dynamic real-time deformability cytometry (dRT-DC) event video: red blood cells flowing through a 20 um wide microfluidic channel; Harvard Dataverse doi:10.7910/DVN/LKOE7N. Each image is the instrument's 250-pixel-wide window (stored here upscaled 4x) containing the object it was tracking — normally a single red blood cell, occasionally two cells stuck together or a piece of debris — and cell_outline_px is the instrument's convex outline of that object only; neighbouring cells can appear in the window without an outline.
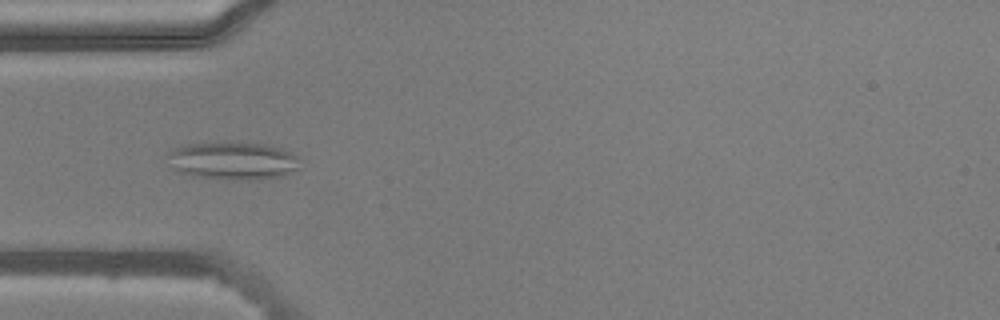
{"species": "common noctule bat (a hibernating species)", "species_latin": "Nyctalus noctula", "temperature_condition": "warm", "stored_images_in_passage": 51, "camera_frame_rate_fps": 3000, "um_per_image_px": 0.085, "animal": {"sex": "male", "body_mass_g": 20.5, "forearm_length_mm": 52.5}, "frame": {"image": 1, "passage_image": 15, "time_ms": 4.667, "image_size_px": [1000, 320], "cell_outline_px": [[300, 168], [280, 176], [260, 180], [228, 180], [192, 176], [176, 172], [172, 168], [168, 156], [168, 152], [184, 144], [268, 144], [280, 148], [296, 156]], "centroid_in_image_um": [19.77, 13.71], "position_along_channel_um": 65.2, "area_um2": 28.78}}
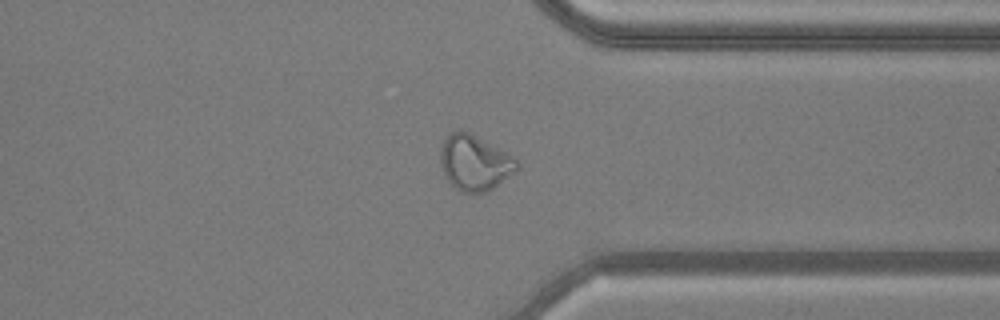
{"frame": {"image": 2, "passage_image": 39, "time_ms": 12.667, "image_size_px": [1000, 320], "cell_outline_px": [[520, 168], [516, 172], [492, 188], [484, 192], [460, 192], [444, 176], [440, 160], [440, 148], [448, 132], [456, 128], [468, 132], [504, 152], [516, 160], [520, 164]], "centroid_in_image_um": [40.31, 13.82], "position_along_channel_um": 371.1, "area_um2": 24.51}}
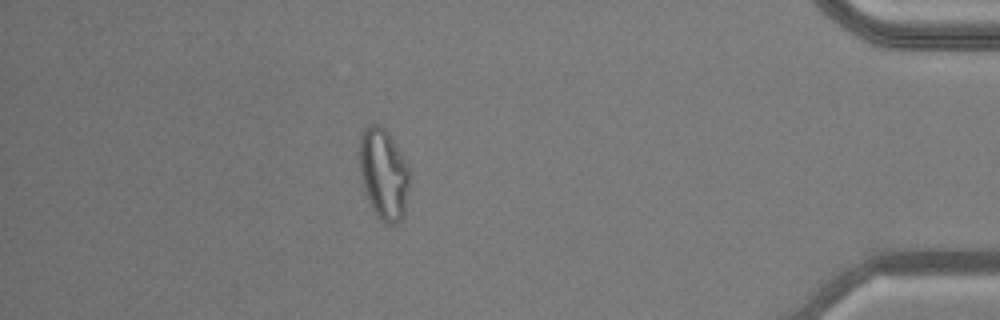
{"frame": {"image": 3, "passage_image": 45, "time_ms": 14.667, "image_size_px": [1000, 320], "cell_outline_px": [[412, 176], [404, 216], [396, 224], [388, 224], [380, 220], [372, 208], [364, 188], [360, 176], [360, 132], [368, 124], [380, 124], [388, 132], [400, 152]], "centroid_in_image_um": [32.63, 14.79], "position_along_channel_um": 402.6, "area_um2": 26.82}, "authors_computed_cell_mechanics": {"area_um2": 25.2008, "velocity_mm_per_s": 3.8516, "shape_relaxation_time_tau1_ms": null, "shape_relaxation_time_tau2_ms": 1.5278, "deformation_change_tau1": null, "deformation_change_tau2": 0.0845}}